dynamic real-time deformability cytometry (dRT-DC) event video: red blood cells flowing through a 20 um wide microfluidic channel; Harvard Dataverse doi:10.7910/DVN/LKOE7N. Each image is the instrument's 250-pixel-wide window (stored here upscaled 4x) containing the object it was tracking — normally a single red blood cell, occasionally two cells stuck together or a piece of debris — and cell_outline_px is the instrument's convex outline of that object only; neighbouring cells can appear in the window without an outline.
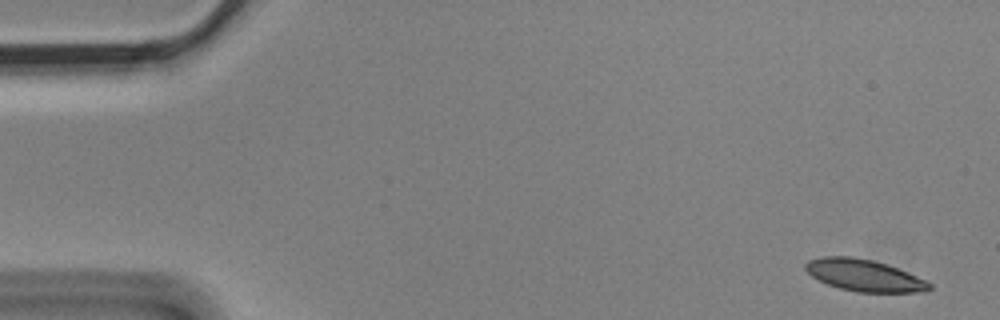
{"species": "Egyptian fruit bat (a non-hibernating species)", "species_latin": "Rousettus aegyptiacus", "temperature_condition": "cold", "stored_images_in_passage": 6, "segment_of_instrument_passage": [1, 2], "camera_frame_rate_fps": 3000, "um_per_image_px": 0.085, "animal": {"sex": "male"}, "frame": {"image": 1, "passage_image": 1, "time_ms": 0.0, "image_size_px": [1000, 320], "cell_outline_px": [[932, 288], [924, 292], [856, 292], [840, 288], [828, 284], [812, 276], [804, 268], [804, 264], [808, 260], [824, 256], [852, 256], [872, 260], [888, 264], [916, 276], [932, 284]], "centroid_in_image_um": [73.45, 23.4], "position_along_channel_um": 11.6, "area_um2": 22.89}}
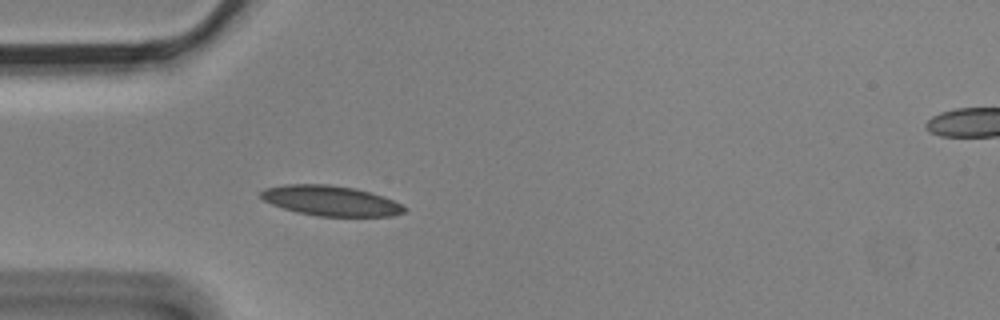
{"frame": {"image": 2, "passage_image": 5, "time_ms": 1.333, "image_size_px": [1000, 320], "cell_outline_px": [[408, 208], [404, 212], [392, 216], [316, 216], [296, 212], [272, 204], [264, 200], [260, 196], [260, 192], [264, 188], [284, 184], [328, 184], [356, 188], [392, 200]], "centroid_in_image_um": [28.07, 17.06], "position_along_channel_um": 56.9, "area_um2": 25.09}}